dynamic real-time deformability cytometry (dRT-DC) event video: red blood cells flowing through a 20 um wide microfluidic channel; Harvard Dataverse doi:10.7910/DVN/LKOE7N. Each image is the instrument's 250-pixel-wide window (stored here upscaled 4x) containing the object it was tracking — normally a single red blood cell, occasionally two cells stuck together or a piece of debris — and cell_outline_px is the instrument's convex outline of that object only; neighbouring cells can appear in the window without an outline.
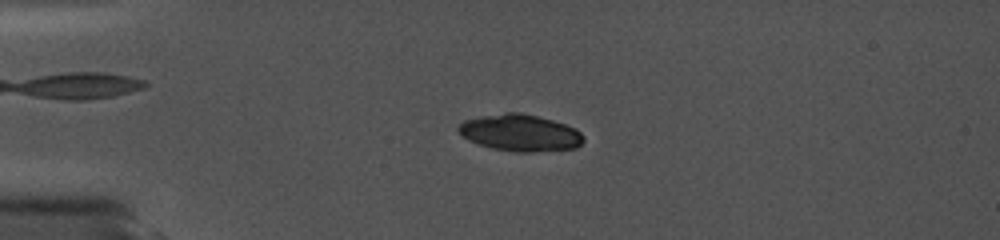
{"species": "common noctule bat (a hibernating species)", "species_latin": "Nyctalus noctula", "temperature_condition": "cold", "stored_images_in_passage": 2, "camera_frame_rate_fps": 5000, "um_per_image_px": 0.085, "animal": {"sex": "female", "body_mass_g": 19.0, "forearm_length_mm": 56.7}, "frame": {"image": 1, "passage_image": 1, "time_ms": 0.0, "image_size_px": [1000, 240], "cell_outline_px": [[584, 140], [576, 148], [532, 152], [516, 152], [492, 148], [468, 140], [456, 128], [464, 120], [484, 116], [508, 112], [520, 112], [552, 120], [576, 128], [584, 136]], "centroid_in_image_um": [44.24, 11.29], "position_along_channel_um": 40.8, "area_um2": 26.53}}